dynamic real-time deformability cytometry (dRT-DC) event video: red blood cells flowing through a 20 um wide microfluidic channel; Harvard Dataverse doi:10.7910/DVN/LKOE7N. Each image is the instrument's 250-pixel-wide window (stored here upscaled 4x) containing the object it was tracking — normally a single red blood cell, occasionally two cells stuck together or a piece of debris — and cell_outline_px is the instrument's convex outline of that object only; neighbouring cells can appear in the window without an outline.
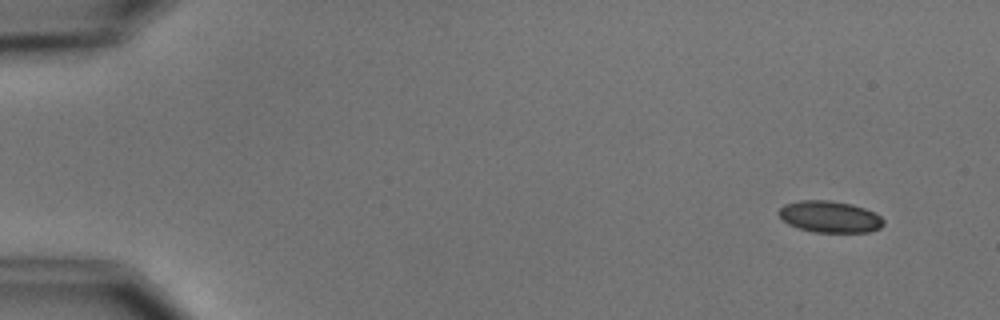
{"species": "common noctule bat (a hibernating species)", "species_latin": "Nyctalus noctula", "temperature_condition": "cold", "stored_images_in_passage": 6, "camera_frame_rate_fps": 3000, "um_per_image_px": 0.085, "animal": {"sex": "male", "body_mass_g": 15.6}, "frame": {"image": 1, "passage_image": 1, "time_ms": 0.0, "image_size_px": [1000, 320], "cell_outline_px": [[884, 224], [880, 228], [868, 232], [812, 232], [788, 224], [776, 212], [784, 204], [800, 200], [828, 200], [852, 204], [876, 212], [884, 220]], "centroid_in_image_um": [70.54, 18.42], "position_along_channel_um": 14.5, "area_um2": 19.36}}
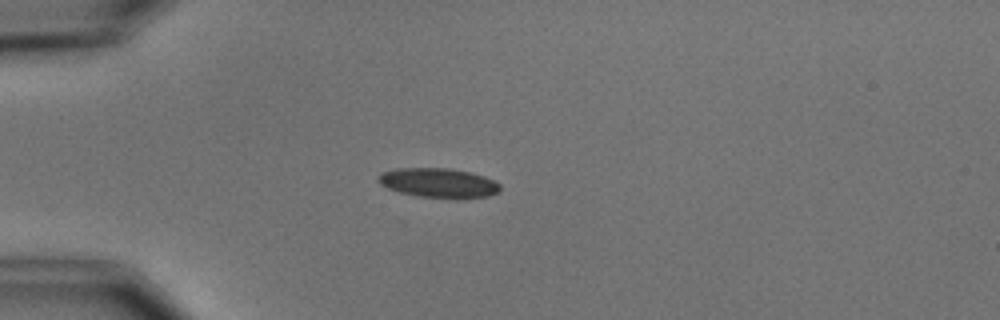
{"frame": {"image": 2, "passage_image": 4, "time_ms": 3.667, "image_size_px": [1000, 320], "cell_outline_px": [[500, 188], [496, 192], [488, 196], [464, 200], [456, 200], [420, 196], [400, 192], [388, 188], [380, 184], [376, 180], [376, 176], [384, 172], [396, 168], [448, 168], [468, 172], [484, 176], [500, 184]], "centroid_in_image_um": [37.27, 15.57], "position_along_channel_um": 47.7, "area_um2": 21.21}}